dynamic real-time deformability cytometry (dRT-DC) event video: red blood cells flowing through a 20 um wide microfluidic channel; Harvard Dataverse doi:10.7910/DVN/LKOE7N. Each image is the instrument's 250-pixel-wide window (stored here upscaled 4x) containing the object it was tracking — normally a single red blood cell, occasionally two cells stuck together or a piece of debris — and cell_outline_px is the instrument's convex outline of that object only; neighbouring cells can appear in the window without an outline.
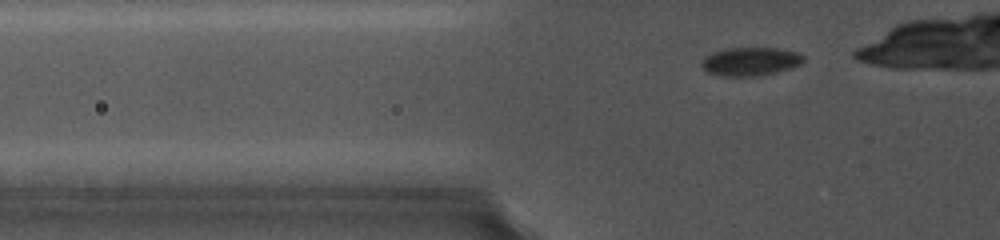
{"species": "common noctule bat (a hibernating species)", "species_latin": "Nyctalus noctula", "temperature_condition": "cold", "stored_images_in_passage": 9, "camera_frame_rate_fps": 5000, "um_per_image_px": 0.085, "animal": {"sex": "female", "body_mass_g": 19.0, "forearm_length_mm": 56.7}, "frame": {"image": 1, "passage_image": 2, "time_ms": 0.4, "image_size_px": [1000, 240], "cell_outline_px": [[804, 60], [800, 64], [792, 68], [776, 72], [752, 76], [720, 76], [708, 72], [700, 64], [704, 56], [712, 52], [724, 48], [776, 48], [796, 52], [804, 56]], "centroid_in_image_um": [63.75, 5.22], "position_along_channel_um": 62.0, "area_um2": 16.88}}